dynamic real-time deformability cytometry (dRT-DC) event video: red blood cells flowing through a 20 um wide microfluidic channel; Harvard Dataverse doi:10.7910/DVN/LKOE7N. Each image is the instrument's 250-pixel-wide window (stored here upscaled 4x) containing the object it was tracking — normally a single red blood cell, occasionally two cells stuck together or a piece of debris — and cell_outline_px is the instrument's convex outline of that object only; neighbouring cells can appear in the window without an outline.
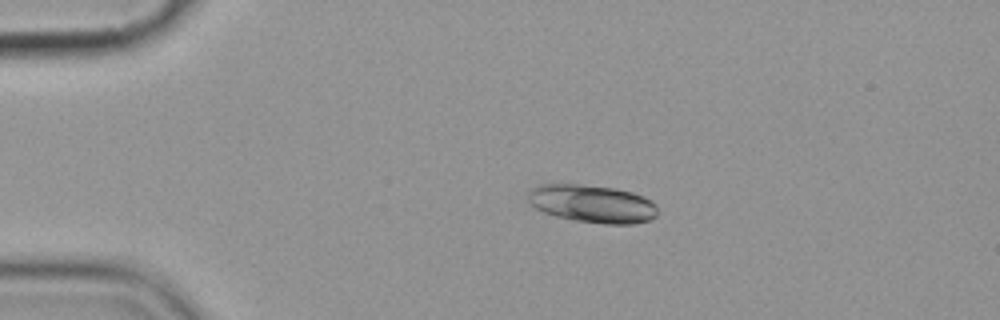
{"species": "common noctule bat (a hibernating species)", "species_latin": "Nyctalus noctula", "temperature_condition": "cold", "stored_images_in_passage": 6, "camera_frame_rate_fps": 3000, "um_per_image_px": 0.085, "animal": {"sex": "female", "body_mass_g": 19.9}, "frame": {"image": 1, "passage_image": 3, "time_ms": 2.333, "image_size_px": [1000, 320], "cell_outline_px": [[656, 216], [648, 220], [636, 224], [604, 224], [576, 220], [556, 216], [544, 212], [536, 208], [528, 200], [528, 192], [536, 184], [580, 184], [616, 188], [632, 192], [644, 196], [652, 200], [656, 204]], "centroid_in_image_um": [50.36, 17.31], "position_along_channel_um": 34.6, "area_um2": 28.73}}
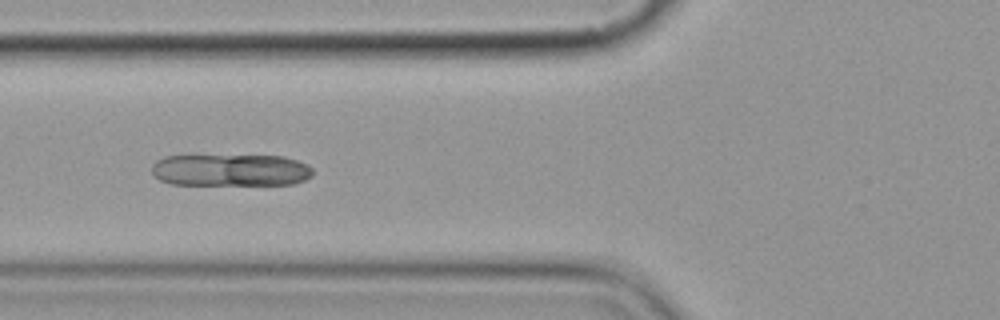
{"frame": {"image": 2, "passage_image": 6, "time_ms": 5.667, "image_size_px": [1000, 320], "cell_outline_px": [[312, 176], [304, 180], [292, 184], [172, 184], [160, 180], [152, 172], [152, 164], [156, 160], [164, 156], [284, 156], [308, 164], [312, 168]], "centroid_in_image_um": [19.61, 14.45], "position_along_channel_um": 106.2, "area_um2": 29.94}}